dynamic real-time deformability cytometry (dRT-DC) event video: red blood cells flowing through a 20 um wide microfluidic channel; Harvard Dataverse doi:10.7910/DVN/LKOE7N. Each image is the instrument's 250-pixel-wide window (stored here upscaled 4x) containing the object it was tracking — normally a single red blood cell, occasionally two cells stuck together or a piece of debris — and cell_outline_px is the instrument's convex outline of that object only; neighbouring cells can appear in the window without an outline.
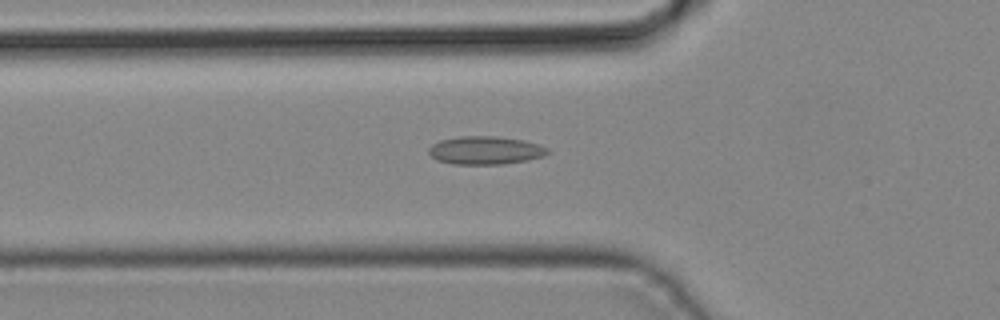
{"species": "common noctule bat (a hibernating species)", "species_latin": "Nyctalus noctula", "temperature_condition": "cold", "stored_images_in_passage": 39, "camera_frame_rate_fps": 3000, "um_per_image_px": 0.085, "animal": {"sex": "male", "body_mass_g": 19.2, "forearm_length_mm": 51.8}, "frame": {"image": 1, "passage_image": 12, "time_ms": 3.667, "image_size_px": [1000, 320], "cell_outline_px": [[552, 152], [544, 156], [504, 164], [452, 164], [436, 160], [428, 152], [428, 148], [432, 144], [440, 140], [460, 136], [492, 136], [524, 140], [548, 148]], "centroid_in_image_um": [41.23, 12.78], "position_along_channel_um": 84.6, "area_um2": 19.48}}
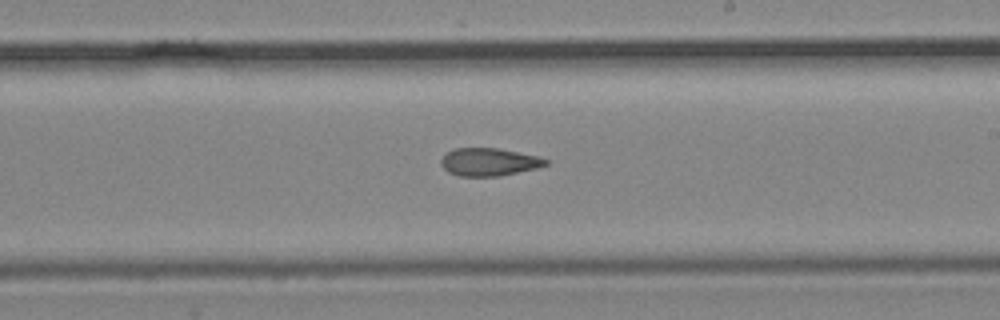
{"frame": {"image": 2, "passage_image": 22, "time_ms": 7.0, "image_size_px": [1000, 320], "cell_outline_px": [[548, 164], [536, 168], [500, 176], [460, 176], [448, 172], [440, 164], [440, 160], [448, 152], [456, 148], [496, 148], [536, 156], [548, 160]], "centroid_in_image_um": [41.54, 13.77], "position_along_channel_um": 247.5, "area_um2": 16.7}}
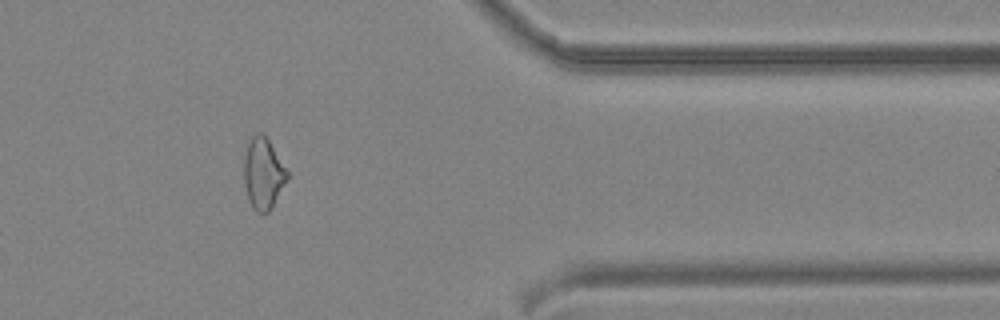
{"frame": {"image": 3, "passage_image": 32, "time_ms": 10.333, "image_size_px": [1000, 320], "cell_outline_px": [[288, 176], [268, 212], [256, 212], [252, 208], [248, 200], [244, 184], [244, 156], [248, 144], [252, 136], [256, 132], [260, 132], [268, 140], [288, 172]], "centroid_in_image_um": [22.33, 14.74], "position_along_channel_um": 389.1, "area_um2": 17.46}}